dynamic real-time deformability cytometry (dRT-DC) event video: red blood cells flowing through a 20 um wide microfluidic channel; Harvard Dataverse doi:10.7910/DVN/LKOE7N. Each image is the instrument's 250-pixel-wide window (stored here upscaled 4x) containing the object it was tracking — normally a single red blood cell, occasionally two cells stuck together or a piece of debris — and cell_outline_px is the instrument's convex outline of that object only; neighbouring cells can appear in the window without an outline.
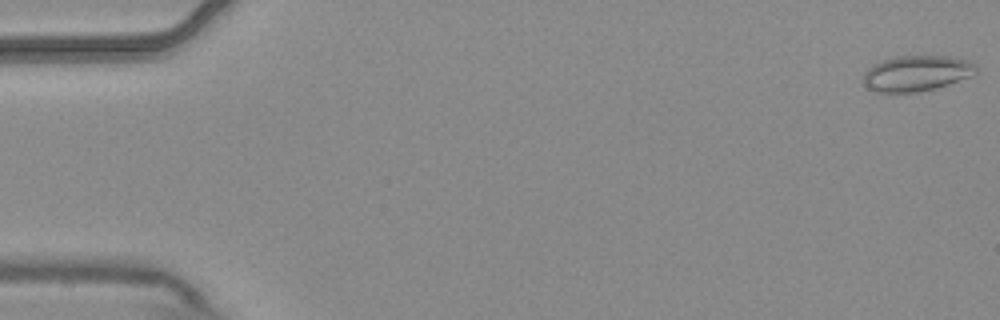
{"species": "common noctule bat (a hibernating species)", "species_latin": "Nyctalus noctula", "temperature_condition": "warm", "stored_images_in_passage": 5, "camera_frame_rate_fps": 3000, "um_per_image_px": 0.085, "animal": {"sex": "male", "body_mass_g": 20.4}, "frame": {"image": 1, "passage_image": 1, "time_ms": 0.0, "image_size_px": [1000, 320], "cell_outline_px": [[980, 68], [976, 72], [968, 76], [948, 84], [936, 88], [916, 92], [876, 92], [868, 88], [864, 84], [864, 72], [868, 68], [884, 60], [896, 56], [948, 56], [964, 60], [976, 64]], "centroid_in_image_um": [77.9, 6.23], "position_along_channel_um": 7.1, "area_um2": 23.12}}